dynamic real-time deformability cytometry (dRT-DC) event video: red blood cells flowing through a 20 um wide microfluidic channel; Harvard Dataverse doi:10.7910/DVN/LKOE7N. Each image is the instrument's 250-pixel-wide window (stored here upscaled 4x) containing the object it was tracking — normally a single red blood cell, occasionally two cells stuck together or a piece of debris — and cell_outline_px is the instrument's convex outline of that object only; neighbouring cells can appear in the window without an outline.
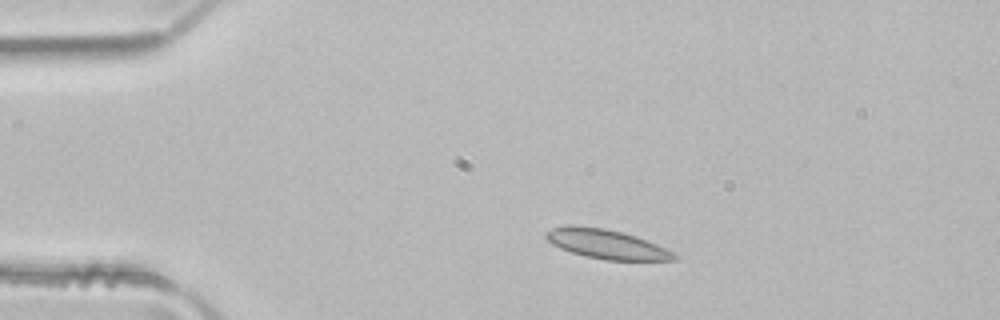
{"species": "common noctule bat (a hibernating species)", "species_latin": "Nyctalus noctula", "temperature_condition": "room temperature", "stored_images_in_passage": 2, "camera_frame_rate_fps": 3000, "um_per_image_px": 0.085, "animal": {"sex": "male", "body_mass_g": 21.5, "forearm_length_mm": 52.0}, "frame": {"image": 1, "passage_image": 1, "time_ms": 0.0, "image_size_px": [1000, 320], "cell_outline_px": [[680, 256], [676, 260], [604, 260], [584, 256], [560, 248], [552, 244], [544, 236], [544, 232], [552, 228], [568, 224], [576, 224], [604, 228], [636, 236], [656, 244]], "centroid_in_image_um": [51.5, 20.73], "position_along_channel_um": 33.5, "area_um2": 22.02}}